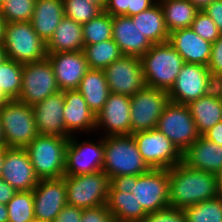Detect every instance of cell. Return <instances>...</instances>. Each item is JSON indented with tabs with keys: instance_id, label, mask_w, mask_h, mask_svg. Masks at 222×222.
<instances>
[{
	"instance_id": "1",
	"label": "cell",
	"mask_w": 222,
	"mask_h": 222,
	"mask_svg": "<svg viewBox=\"0 0 222 222\" xmlns=\"http://www.w3.org/2000/svg\"><path fill=\"white\" fill-rule=\"evenodd\" d=\"M169 171V203L184 209L218 196L214 173L190 168L180 162Z\"/></svg>"
},
{
	"instance_id": "2",
	"label": "cell",
	"mask_w": 222,
	"mask_h": 222,
	"mask_svg": "<svg viewBox=\"0 0 222 222\" xmlns=\"http://www.w3.org/2000/svg\"><path fill=\"white\" fill-rule=\"evenodd\" d=\"M147 87L169 91L184 64L180 54L169 42L153 44L140 57Z\"/></svg>"
},
{
	"instance_id": "3",
	"label": "cell",
	"mask_w": 222,
	"mask_h": 222,
	"mask_svg": "<svg viewBox=\"0 0 222 222\" xmlns=\"http://www.w3.org/2000/svg\"><path fill=\"white\" fill-rule=\"evenodd\" d=\"M104 155L102 171L110 179L122 175H141L150 170L132 134L104 136Z\"/></svg>"
},
{
	"instance_id": "4",
	"label": "cell",
	"mask_w": 222,
	"mask_h": 222,
	"mask_svg": "<svg viewBox=\"0 0 222 222\" xmlns=\"http://www.w3.org/2000/svg\"><path fill=\"white\" fill-rule=\"evenodd\" d=\"M68 140L61 136L39 134L25 148L39 180L64 177Z\"/></svg>"
},
{
	"instance_id": "5",
	"label": "cell",
	"mask_w": 222,
	"mask_h": 222,
	"mask_svg": "<svg viewBox=\"0 0 222 222\" xmlns=\"http://www.w3.org/2000/svg\"><path fill=\"white\" fill-rule=\"evenodd\" d=\"M4 144L8 148H26L39 134L33 106L17 99L0 106Z\"/></svg>"
},
{
	"instance_id": "6",
	"label": "cell",
	"mask_w": 222,
	"mask_h": 222,
	"mask_svg": "<svg viewBox=\"0 0 222 222\" xmlns=\"http://www.w3.org/2000/svg\"><path fill=\"white\" fill-rule=\"evenodd\" d=\"M3 47L8 59L21 64L47 58L46 42L37 35L30 21L6 22Z\"/></svg>"
},
{
	"instance_id": "7",
	"label": "cell",
	"mask_w": 222,
	"mask_h": 222,
	"mask_svg": "<svg viewBox=\"0 0 222 222\" xmlns=\"http://www.w3.org/2000/svg\"><path fill=\"white\" fill-rule=\"evenodd\" d=\"M63 178L66 184L67 205L81 209L106 205L110 178L103 171Z\"/></svg>"
},
{
	"instance_id": "8",
	"label": "cell",
	"mask_w": 222,
	"mask_h": 222,
	"mask_svg": "<svg viewBox=\"0 0 222 222\" xmlns=\"http://www.w3.org/2000/svg\"><path fill=\"white\" fill-rule=\"evenodd\" d=\"M156 129L162 132L181 153L200 136L188 105L171 101L158 119Z\"/></svg>"
},
{
	"instance_id": "9",
	"label": "cell",
	"mask_w": 222,
	"mask_h": 222,
	"mask_svg": "<svg viewBox=\"0 0 222 222\" xmlns=\"http://www.w3.org/2000/svg\"><path fill=\"white\" fill-rule=\"evenodd\" d=\"M169 101L167 91L147 86L131 96V134L156 129Z\"/></svg>"
},
{
	"instance_id": "10",
	"label": "cell",
	"mask_w": 222,
	"mask_h": 222,
	"mask_svg": "<svg viewBox=\"0 0 222 222\" xmlns=\"http://www.w3.org/2000/svg\"><path fill=\"white\" fill-rule=\"evenodd\" d=\"M58 91L53 67L47 58L23 64L22 87L17 100L34 106Z\"/></svg>"
},
{
	"instance_id": "11",
	"label": "cell",
	"mask_w": 222,
	"mask_h": 222,
	"mask_svg": "<svg viewBox=\"0 0 222 222\" xmlns=\"http://www.w3.org/2000/svg\"><path fill=\"white\" fill-rule=\"evenodd\" d=\"M213 88L214 79L207 66L184 63L174 85L167 93L171 102L188 105Z\"/></svg>"
},
{
	"instance_id": "12",
	"label": "cell",
	"mask_w": 222,
	"mask_h": 222,
	"mask_svg": "<svg viewBox=\"0 0 222 222\" xmlns=\"http://www.w3.org/2000/svg\"><path fill=\"white\" fill-rule=\"evenodd\" d=\"M132 135L139 153L150 169H169L182 162V153L157 129Z\"/></svg>"
},
{
	"instance_id": "13",
	"label": "cell",
	"mask_w": 222,
	"mask_h": 222,
	"mask_svg": "<svg viewBox=\"0 0 222 222\" xmlns=\"http://www.w3.org/2000/svg\"><path fill=\"white\" fill-rule=\"evenodd\" d=\"M70 136L66 148L64 176L92 174L102 171L104 164V137L100 140L77 141ZM98 142V143H97Z\"/></svg>"
},
{
	"instance_id": "14",
	"label": "cell",
	"mask_w": 222,
	"mask_h": 222,
	"mask_svg": "<svg viewBox=\"0 0 222 222\" xmlns=\"http://www.w3.org/2000/svg\"><path fill=\"white\" fill-rule=\"evenodd\" d=\"M131 193L146 213L169 207L168 169H150L137 175L136 182H132Z\"/></svg>"
},
{
	"instance_id": "15",
	"label": "cell",
	"mask_w": 222,
	"mask_h": 222,
	"mask_svg": "<svg viewBox=\"0 0 222 222\" xmlns=\"http://www.w3.org/2000/svg\"><path fill=\"white\" fill-rule=\"evenodd\" d=\"M103 71L110 93L131 97L146 87L139 57L123 55Z\"/></svg>"
},
{
	"instance_id": "16",
	"label": "cell",
	"mask_w": 222,
	"mask_h": 222,
	"mask_svg": "<svg viewBox=\"0 0 222 222\" xmlns=\"http://www.w3.org/2000/svg\"><path fill=\"white\" fill-rule=\"evenodd\" d=\"M130 109V96L110 93L96 115L95 131L104 129L105 136L131 135Z\"/></svg>"
},
{
	"instance_id": "17",
	"label": "cell",
	"mask_w": 222,
	"mask_h": 222,
	"mask_svg": "<svg viewBox=\"0 0 222 222\" xmlns=\"http://www.w3.org/2000/svg\"><path fill=\"white\" fill-rule=\"evenodd\" d=\"M32 191L35 218L54 222L67 205L64 178L40 179Z\"/></svg>"
},
{
	"instance_id": "18",
	"label": "cell",
	"mask_w": 222,
	"mask_h": 222,
	"mask_svg": "<svg viewBox=\"0 0 222 222\" xmlns=\"http://www.w3.org/2000/svg\"><path fill=\"white\" fill-rule=\"evenodd\" d=\"M1 178L16 191H32L37 186L39 178L25 148L6 147Z\"/></svg>"
},
{
	"instance_id": "19",
	"label": "cell",
	"mask_w": 222,
	"mask_h": 222,
	"mask_svg": "<svg viewBox=\"0 0 222 222\" xmlns=\"http://www.w3.org/2000/svg\"><path fill=\"white\" fill-rule=\"evenodd\" d=\"M60 91L76 90L90 69L83 51L47 53Z\"/></svg>"
},
{
	"instance_id": "20",
	"label": "cell",
	"mask_w": 222,
	"mask_h": 222,
	"mask_svg": "<svg viewBox=\"0 0 222 222\" xmlns=\"http://www.w3.org/2000/svg\"><path fill=\"white\" fill-rule=\"evenodd\" d=\"M64 91H58L33 106L38 134L69 138L65 130Z\"/></svg>"
},
{
	"instance_id": "21",
	"label": "cell",
	"mask_w": 222,
	"mask_h": 222,
	"mask_svg": "<svg viewBox=\"0 0 222 222\" xmlns=\"http://www.w3.org/2000/svg\"><path fill=\"white\" fill-rule=\"evenodd\" d=\"M64 101L63 117L66 132L70 136L79 134V131L85 134L95 132L96 115L87 106L83 95L77 89L66 90Z\"/></svg>"
},
{
	"instance_id": "22",
	"label": "cell",
	"mask_w": 222,
	"mask_h": 222,
	"mask_svg": "<svg viewBox=\"0 0 222 222\" xmlns=\"http://www.w3.org/2000/svg\"><path fill=\"white\" fill-rule=\"evenodd\" d=\"M112 39L127 56L140 58L153 46L129 16H113Z\"/></svg>"
},
{
	"instance_id": "23",
	"label": "cell",
	"mask_w": 222,
	"mask_h": 222,
	"mask_svg": "<svg viewBox=\"0 0 222 222\" xmlns=\"http://www.w3.org/2000/svg\"><path fill=\"white\" fill-rule=\"evenodd\" d=\"M168 42L180 54L184 63L208 66L212 43L202 39L191 27L172 31Z\"/></svg>"
},
{
	"instance_id": "24",
	"label": "cell",
	"mask_w": 222,
	"mask_h": 222,
	"mask_svg": "<svg viewBox=\"0 0 222 222\" xmlns=\"http://www.w3.org/2000/svg\"><path fill=\"white\" fill-rule=\"evenodd\" d=\"M182 162L190 168L216 174L222 169V146L199 136L182 153Z\"/></svg>"
},
{
	"instance_id": "25",
	"label": "cell",
	"mask_w": 222,
	"mask_h": 222,
	"mask_svg": "<svg viewBox=\"0 0 222 222\" xmlns=\"http://www.w3.org/2000/svg\"><path fill=\"white\" fill-rule=\"evenodd\" d=\"M64 17L63 0H36L30 22L37 35L47 43Z\"/></svg>"
},
{
	"instance_id": "26",
	"label": "cell",
	"mask_w": 222,
	"mask_h": 222,
	"mask_svg": "<svg viewBox=\"0 0 222 222\" xmlns=\"http://www.w3.org/2000/svg\"><path fill=\"white\" fill-rule=\"evenodd\" d=\"M188 107L200 136L222 121V100L214 89L190 102Z\"/></svg>"
},
{
	"instance_id": "27",
	"label": "cell",
	"mask_w": 222,
	"mask_h": 222,
	"mask_svg": "<svg viewBox=\"0 0 222 222\" xmlns=\"http://www.w3.org/2000/svg\"><path fill=\"white\" fill-rule=\"evenodd\" d=\"M84 38L82 24L64 17L53 36L46 43L47 53L83 51Z\"/></svg>"
},
{
	"instance_id": "28",
	"label": "cell",
	"mask_w": 222,
	"mask_h": 222,
	"mask_svg": "<svg viewBox=\"0 0 222 222\" xmlns=\"http://www.w3.org/2000/svg\"><path fill=\"white\" fill-rule=\"evenodd\" d=\"M77 90L83 95L90 110L97 115L110 94L103 69H89L81 79Z\"/></svg>"
},
{
	"instance_id": "29",
	"label": "cell",
	"mask_w": 222,
	"mask_h": 222,
	"mask_svg": "<svg viewBox=\"0 0 222 222\" xmlns=\"http://www.w3.org/2000/svg\"><path fill=\"white\" fill-rule=\"evenodd\" d=\"M132 20L152 44L168 42L169 32L165 25L163 10L158 1L149 9L132 16Z\"/></svg>"
},
{
	"instance_id": "30",
	"label": "cell",
	"mask_w": 222,
	"mask_h": 222,
	"mask_svg": "<svg viewBox=\"0 0 222 222\" xmlns=\"http://www.w3.org/2000/svg\"><path fill=\"white\" fill-rule=\"evenodd\" d=\"M106 206L116 221L141 222L147 215L131 192L109 191Z\"/></svg>"
},
{
	"instance_id": "31",
	"label": "cell",
	"mask_w": 222,
	"mask_h": 222,
	"mask_svg": "<svg viewBox=\"0 0 222 222\" xmlns=\"http://www.w3.org/2000/svg\"><path fill=\"white\" fill-rule=\"evenodd\" d=\"M169 33L191 26L199 11L189 0H157Z\"/></svg>"
},
{
	"instance_id": "32",
	"label": "cell",
	"mask_w": 222,
	"mask_h": 222,
	"mask_svg": "<svg viewBox=\"0 0 222 222\" xmlns=\"http://www.w3.org/2000/svg\"><path fill=\"white\" fill-rule=\"evenodd\" d=\"M83 54L90 69H105L123 56L113 39L95 44H84Z\"/></svg>"
},
{
	"instance_id": "33",
	"label": "cell",
	"mask_w": 222,
	"mask_h": 222,
	"mask_svg": "<svg viewBox=\"0 0 222 222\" xmlns=\"http://www.w3.org/2000/svg\"><path fill=\"white\" fill-rule=\"evenodd\" d=\"M22 75L23 64L8 58L0 63V91L8 100L18 99Z\"/></svg>"
},
{
	"instance_id": "34",
	"label": "cell",
	"mask_w": 222,
	"mask_h": 222,
	"mask_svg": "<svg viewBox=\"0 0 222 222\" xmlns=\"http://www.w3.org/2000/svg\"><path fill=\"white\" fill-rule=\"evenodd\" d=\"M113 16L102 12L82 24L84 44H95L112 39Z\"/></svg>"
},
{
	"instance_id": "35",
	"label": "cell",
	"mask_w": 222,
	"mask_h": 222,
	"mask_svg": "<svg viewBox=\"0 0 222 222\" xmlns=\"http://www.w3.org/2000/svg\"><path fill=\"white\" fill-rule=\"evenodd\" d=\"M187 222H222V198L204 200L183 209Z\"/></svg>"
},
{
	"instance_id": "36",
	"label": "cell",
	"mask_w": 222,
	"mask_h": 222,
	"mask_svg": "<svg viewBox=\"0 0 222 222\" xmlns=\"http://www.w3.org/2000/svg\"><path fill=\"white\" fill-rule=\"evenodd\" d=\"M6 206L8 222H32L35 219L33 191H17Z\"/></svg>"
},
{
	"instance_id": "37",
	"label": "cell",
	"mask_w": 222,
	"mask_h": 222,
	"mask_svg": "<svg viewBox=\"0 0 222 222\" xmlns=\"http://www.w3.org/2000/svg\"><path fill=\"white\" fill-rule=\"evenodd\" d=\"M63 8L65 17L79 24L87 23L103 12L99 5L88 0H63Z\"/></svg>"
},
{
	"instance_id": "38",
	"label": "cell",
	"mask_w": 222,
	"mask_h": 222,
	"mask_svg": "<svg viewBox=\"0 0 222 222\" xmlns=\"http://www.w3.org/2000/svg\"><path fill=\"white\" fill-rule=\"evenodd\" d=\"M36 0H6L0 6L5 22L31 21Z\"/></svg>"
},
{
	"instance_id": "39",
	"label": "cell",
	"mask_w": 222,
	"mask_h": 222,
	"mask_svg": "<svg viewBox=\"0 0 222 222\" xmlns=\"http://www.w3.org/2000/svg\"><path fill=\"white\" fill-rule=\"evenodd\" d=\"M191 29L202 39L214 43L221 34L215 22L203 10L196 13Z\"/></svg>"
},
{
	"instance_id": "40",
	"label": "cell",
	"mask_w": 222,
	"mask_h": 222,
	"mask_svg": "<svg viewBox=\"0 0 222 222\" xmlns=\"http://www.w3.org/2000/svg\"><path fill=\"white\" fill-rule=\"evenodd\" d=\"M141 222H187L183 209L167 207L147 213Z\"/></svg>"
},
{
	"instance_id": "41",
	"label": "cell",
	"mask_w": 222,
	"mask_h": 222,
	"mask_svg": "<svg viewBox=\"0 0 222 222\" xmlns=\"http://www.w3.org/2000/svg\"><path fill=\"white\" fill-rule=\"evenodd\" d=\"M208 69L213 79L222 76V32L220 37L212 44Z\"/></svg>"
},
{
	"instance_id": "42",
	"label": "cell",
	"mask_w": 222,
	"mask_h": 222,
	"mask_svg": "<svg viewBox=\"0 0 222 222\" xmlns=\"http://www.w3.org/2000/svg\"><path fill=\"white\" fill-rule=\"evenodd\" d=\"M81 222H114L106 205L83 209Z\"/></svg>"
},
{
	"instance_id": "43",
	"label": "cell",
	"mask_w": 222,
	"mask_h": 222,
	"mask_svg": "<svg viewBox=\"0 0 222 222\" xmlns=\"http://www.w3.org/2000/svg\"><path fill=\"white\" fill-rule=\"evenodd\" d=\"M137 175H122L110 179L109 191L131 192L132 182H136Z\"/></svg>"
},
{
	"instance_id": "44",
	"label": "cell",
	"mask_w": 222,
	"mask_h": 222,
	"mask_svg": "<svg viewBox=\"0 0 222 222\" xmlns=\"http://www.w3.org/2000/svg\"><path fill=\"white\" fill-rule=\"evenodd\" d=\"M82 214L83 209L71 205H65L55 218L54 222H81Z\"/></svg>"
},
{
	"instance_id": "45",
	"label": "cell",
	"mask_w": 222,
	"mask_h": 222,
	"mask_svg": "<svg viewBox=\"0 0 222 222\" xmlns=\"http://www.w3.org/2000/svg\"><path fill=\"white\" fill-rule=\"evenodd\" d=\"M130 0H106L103 11L111 16H127Z\"/></svg>"
},
{
	"instance_id": "46",
	"label": "cell",
	"mask_w": 222,
	"mask_h": 222,
	"mask_svg": "<svg viewBox=\"0 0 222 222\" xmlns=\"http://www.w3.org/2000/svg\"><path fill=\"white\" fill-rule=\"evenodd\" d=\"M222 32V0H215L203 10Z\"/></svg>"
},
{
	"instance_id": "47",
	"label": "cell",
	"mask_w": 222,
	"mask_h": 222,
	"mask_svg": "<svg viewBox=\"0 0 222 222\" xmlns=\"http://www.w3.org/2000/svg\"><path fill=\"white\" fill-rule=\"evenodd\" d=\"M157 0H130L127 9V16L132 17L153 6Z\"/></svg>"
},
{
	"instance_id": "48",
	"label": "cell",
	"mask_w": 222,
	"mask_h": 222,
	"mask_svg": "<svg viewBox=\"0 0 222 222\" xmlns=\"http://www.w3.org/2000/svg\"><path fill=\"white\" fill-rule=\"evenodd\" d=\"M207 140L222 146V121L206 131L203 135Z\"/></svg>"
},
{
	"instance_id": "49",
	"label": "cell",
	"mask_w": 222,
	"mask_h": 222,
	"mask_svg": "<svg viewBox=\"0 0 222 222\" xmlns=\"http://www.w3.org/2000/svg\"><path fill=\"white\" fill-rule=\"evenodd\" d=\"M17 191L5 180L0 178V203L7 204Z\"/></svg>"
},
{
	"instance_id": "50",
	"label": "cell",
	"mask_w": 222,
	"mask_h": 222,
	"mask_svg": "<svg viewBox=\"0 0 222 222\" xmlns=\"http://www.w3.org/2000/svg\"><path fill=\"white\" fill-rule=\"evenodd\" d=\"M199 11L204 10L215 0H189Z\"/></svg>"
},
{
	"instance_id": "51",
	"label": "cell",
	"mask_w": 222,
	"mask_h": 222,
	"mask_svg": "<svg viewBox=\"0 0 222 222\" xmlns=\"http://www.w3.org/2000/svg\"><path fill=\"white\" fill-rule=\"evenodd\" d=\"M218 97L222 100V76L214 79V88Z\"/></svg>"
},
{
	"instance_id": "52",
	"label": "cell",
	"mask_w": 222,
	"mask_h": 222,
	"mask_svg": "<svg viewBox=\"0 0 222 222\" xmlns=\"http://www.w3.org/2000/svg\"><path fill=\"white\" fill-rule=\"evenodd\" d=\"M215 176H216L218 196L222 198V169L219 170L215 174Z\"/></svg>"
},
{
	"instance_id": "53",
	"label": "cell",
	"mask_w": 222,
	"mask_h": 222,
	"mask_svg": "<svg viewBox=\"0 0 222 222\" xmlns=\"http://www.w3.org/2000/svg\"><path fill=\"white\" fill-rule=\"evenodd\" d=\"M0 222H8L7 206L2 203H0Z\"/></svg>"
},
{
	"instance_id": "54",
	"label": "cell",
	"mask_w": 222,
	"mask_h": 222,
	"mask_svg": "<svg viewBox=\"0 0 222 222\" xmlns=\"http://www.w3.org/2000/svg\"><path fill=\"white\" fill-rule=\"evenodd\" d=\"M5 154H6V146H0V178L2 177V169L4 166V160H5Z\"/></svg>"
},
{
	"instance_id": "55",
	"label": "cell",
	"mask_w": 222,
	"mask_h": 222,
	"mask_svg": "<svg viewBox=\"0 0 222 222\" xmlns=\"http://www.w3.org/2000/svg\"><path fill=\"white\" fill-rule=\"evenodd\" d=\"M5 20L0 14V44H3L4 40V28H5Z\"/></svg>"
},
{
	"instance_id": "56",
	"label": "cell",
	"mask_w": 222,
	"mask_h": 222,
	"mask_svg": "<svg viewBox=\"0 0 222 222\" xmlns=\"http://www.w3.org/2000/svg\"><path fill=\"white\" fill-rule=\"evenodd\" d=\"M6 58L7 56L3 44H0V63L3 62Z\"/></svg>"
},
{
	"instance_id": "57",
	"label": "cell",
	"mask_w": 222,
	"mask_h": 222,
	"mask_svg": "<svg viewBox=\"0 0 222 222\" xmlns=\"http://www.w3.org/2000/svg\"><path fill=\"white\" fill-rule=\"evenodd\" d=\"M88 1L99 5L102 9L104 8L105 3H106V0H88Z\"/></svg>"
},
{
	"instance_id": "58",
	"label": "cell",
	"mask_w": 222,
	"mask_h": 222,
	"mask_svg": "<svg viewBox=\"0 0 222 222\" xmlns=\"http://www.w3.org/2000/svg\"><path fill=\"white\" fill-rule=\"evenodd\" d=\"M4 136L2 132V127H1V119H0V146H4Z\"/></svg>"
},
{
	"instance_id": "59",
	"label": "cell",
	"mask_w": 222,
	"mask_h": 222,
	"mask_svg": "<svg viewBox=\"0 0 222 222\" xmlns=\"http://www.w3.org/2000/svg\"><path fill=\"white\" fill-rule=\"evenodd\" d=\"M7 101H8V99L0 91V106L3 105L4 103H6Z\"/></svg>"
},
{
	"instance_id": "60",
	"label": "cell",
	"mask_w": 222,
	"mask_h": 222,
	"mask_svg": "<svg viewBox=\"0 0 222 222\" xmlns=\"http://www.w3.org/2000/svg\"><path fill=\"white\" fill-rule=\"evenodd\" d=\"M32 222H51V221H46V220L35 218Z\"/></svg>"
},
{
	"instance_id": "61",
	"label": "cell",
	"mask_w": 222,
	"mask_h": 222,
	"mask_svg": "<svg viewBox=\"0 0 222 222\" xmlns=\"http://www.w3.org/2000/svg\"><path fill=\"white\" fill-rule=\"evenodd\" d=\"M6 0H0V6L5 2Z\"/></svg>"
},
{
	"instance_id": "62",
	"label": "cell",
	"mask_w": 222,
	"mask_h": 222,
	"mask_svg": "<svg viewBox=\"0 0 222 222\" xmlns=\"http://www.w3.org/2000/svg\"><path fill=\"white\" fill-rule=\"evenodd\" d=\"M114 222H130V221H116V220H114Z\"/></svg>"
}]
</instances>
